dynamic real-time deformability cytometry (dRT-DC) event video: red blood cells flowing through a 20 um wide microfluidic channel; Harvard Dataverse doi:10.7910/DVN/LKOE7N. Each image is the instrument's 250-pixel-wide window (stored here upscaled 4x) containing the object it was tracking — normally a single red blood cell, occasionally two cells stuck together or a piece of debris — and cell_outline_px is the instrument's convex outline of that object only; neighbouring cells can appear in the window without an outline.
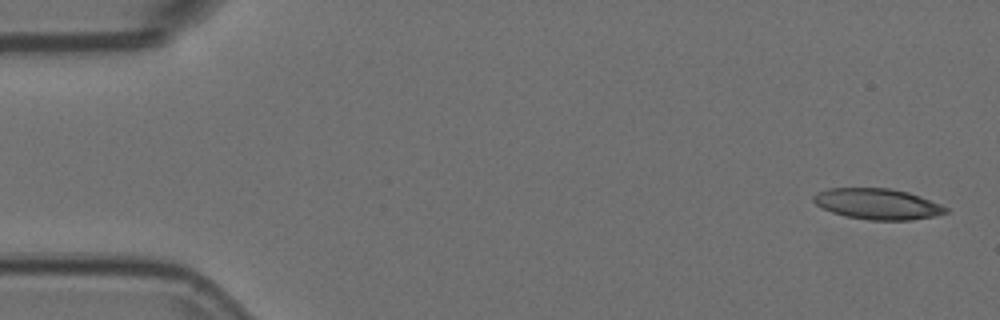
{"species": "Egyptian fruit bat (a non-hibernating species)", "species_latin": "Rousettus aegyptiacus", "temperature_condition": "room temperature", "stored_images_in_passage": 4, "camera_frame_rate_fps": 3000, "um_per_image_px": 0.085, "animal": {"sex": "female"}, "frame": {"image": 1, "passage_image": 1, "time_ms": 0.0, "image_size_px": [1000, 320], "cell_outline_px": [[948, 212], [936, 216], [912, 220], [868, 220], [844, 216], [832, 212], [816, 204], [812, 200], [812, 196], [816, 192], [828, 188], [888, 188], [908, 192], [920, 196], [940, 204], [948, 208]], "centroid_in_image_um": [74.58, 17.34], "position_along_channel_um": 10.4, "area_um2": 23.87}}